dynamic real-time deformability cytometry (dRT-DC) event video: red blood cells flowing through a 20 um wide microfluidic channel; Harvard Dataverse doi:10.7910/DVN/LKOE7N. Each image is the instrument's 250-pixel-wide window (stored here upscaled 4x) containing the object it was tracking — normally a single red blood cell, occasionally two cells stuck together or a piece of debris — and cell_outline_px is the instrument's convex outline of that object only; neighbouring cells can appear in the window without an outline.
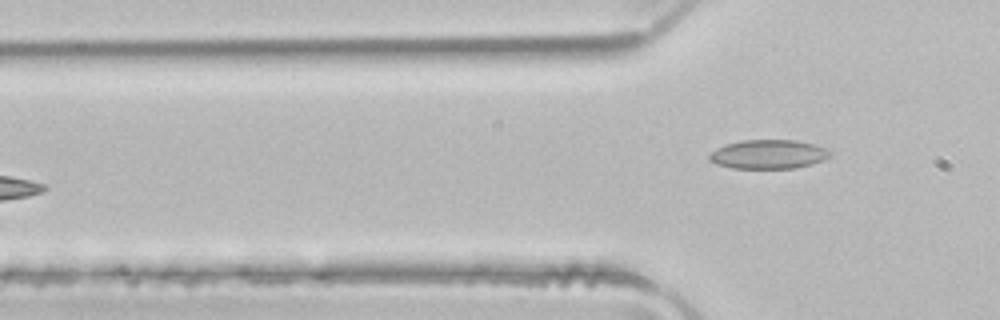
{"species": "common noctule bat (a hibernating species)", "species_latin": "Nyctalus noctula", "temperature_condition": "room temperature", "stored_images_in_passage": 4, "camera_frame_rate_fps": 3000, "um_per_image_px": 0.085, "animal": {"sex": "male", "body_mass_g": 21.5, "forearm_length_mm": 52.0}, "frame": {"image": 1, "passage_image": 4, "time_ms": 1.0, "image_size_px": [1000, 320], "cell_outline_px": [[836, 152], [832, 156], [824, 160], [812, 164], [796, 168], [732, 168], [716, 164], [708, 160], [708, 156], [716, 148], [724, 144], [744, 140], [796, 140], [812, 144]], "centroid_in_image_um": [65.34, 13.11], "position_along_channel_um": 60.5, "area_um2": 20.63}}